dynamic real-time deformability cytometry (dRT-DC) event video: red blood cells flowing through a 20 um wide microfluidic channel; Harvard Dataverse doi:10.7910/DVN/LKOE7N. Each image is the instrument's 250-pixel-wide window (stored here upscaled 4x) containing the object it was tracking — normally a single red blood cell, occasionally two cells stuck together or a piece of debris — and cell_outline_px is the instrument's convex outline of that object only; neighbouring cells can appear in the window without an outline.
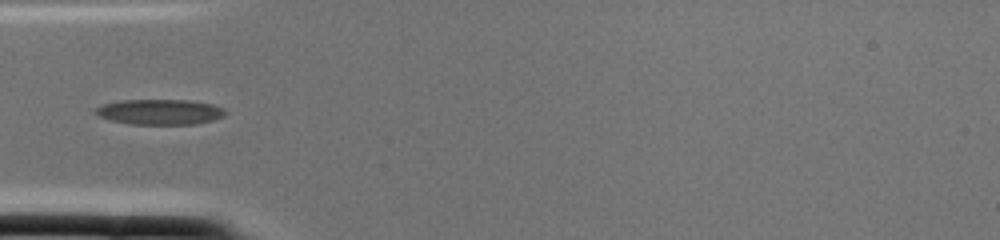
{"species": "common noctule bat (a hibernating species)", "species_latin": "Nyctalus noctula", "temperature_condition": "cold", "stored_images_in_passage": 1, "camera_frame_rate_fps": 3000, "um_per_image_px": 0.085, "animal": {"sex": "female", "body_mass_g": 22.0, "forearm_length_mm": 56.7}, "frame": {"image": 1, "passage_image": 1, "time_ms": 0.0, "image_size_px": [1000, 240], "cell_outline_px": [[228, 112], [224, 116], [212, 120], [196, 124], [132, 124], [112, 120], [100, 116], [92, 112], [100, 104], [120, 100], [188, 100], [212, 104], [224, 108]], "centroid_in_image_um": [13.59, 9.5], "position_along_channel_um": 71.4, "area_um2": 19.25}}